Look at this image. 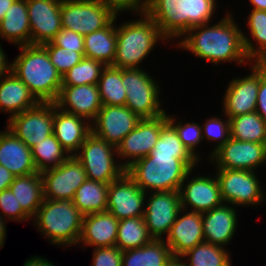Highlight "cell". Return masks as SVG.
Listing matches in <instances>:
<instances>
[{
    "mask_svg": "<svg viewBox=\"0 0 266 266\" xmlns=\"http://www.w3.org/2000/svg\"><path fill=\"white\" fill-rule=\"evenodd\" d=\"M53 122L54 102H39L35 107L8 118L6 127L32 148L53 134Z\"/></svg>",
    "mask_w": 266,
    "mask_h": 266,
    "instance_id": "10",
    "label": "cell"
},
{
    "mask_svg": "<svg viewBox=\"0 0 266 266\" xmlns=\"http://www.w3.org/2000/svg\"><path fill=\"white\" fill-rule=\"evenodd\" d=\"M4 218L1 214H0V249L4 246V241H5V238H6V221H4Z\"/></svg>",
    "mask_w": 266,
    "mask_h": 266,
    "instance_id": "53",
    "label": "cell"
},
{
    "mask_svg": "<svg viewBox=\"0 0 266 266\" xmlns=\"http://www.w3.org/2000/svg\"><path fill=\"white\" fill-rule=\"evenodd\" d=\"M15 0H0V21Z\"/></svg>",
    "mask_w": 266,
    "mask_h": 266,
    "instance_id": "55",
    "label": "cell"
},
{
    "mask_svg": "<svg viewBox=\"0 0 266 266\" xmlns=\"http://www.w3.org/2000/svg\"><path fill=\"white\" fill-rule=\"evenodd\" d=\"M152 240L143 217L119 220L115 246L120 250L140 248Z\"/></svg>",
    "mask_w": 266,
    "mask_h": 266,
    "instance_id": "35",
    "label": "cell"
},
{
    "mask_svg": "<svg viewBox=\"0 0 266 266\" xmlns=\"http://www.w3.org/2000/svg\"><path fill=\"white\" fill-rule=\"evenodd\" d=\"M191 173L192 170L186 175L180 186L182 209L189 210L188 208L191 207V211L203 213L221 206L223 200L217 177L196 175L189 180Z\"/></svg>",
    "mask_w": 266,
    "mask_h": 266,
    "instance_id": "18",
    "label": "cell"
},
{
    "mask_svg": "<svg viewBox=\"0 0 266 266\" xmlns=\"http://www.w3.org/2000/svg\"><path fill=\"white\" fill-rule=\"evenodd\" d=\"M190 171L182 160L165 154H149L126 169V173L145 193L151 190L179 191Z\"/></svg>",
    "mask_w": 266,
    "mask_h": 266,
    "instance_id": "5",
    "label": "cell"
},
{
    "mask_svg": "<svg viewBox=\"0 0 266 266\" xmlns=\"http://www.w3.org/2000/svg\"><path fill=\"white\" fill-rule=\"evenodd\" d=\"M99 0H62V28L87 35L108 26L118 16Z\"/></svg>",
    "mask_w": 266,
    "mask_h": 266,
    "instance_id": "8",
    "label": "cell"
},
{
    "mask_svg": "<svg viewBox=\"0 0 266 266\" xmlns=\"http://www.w3.org/2000/svg\"><path fill=\"white\" fill-rule=\"evenodd\" d=\"M0 165H3L15 176L38 172L31 148L8 128L5 131H0Z\"/></svg>",
    "mask_w": 266,
    "mask_h": 266,
    "instance_id": "24",
    "label": "cell"
},
{
    "mask_svg": "<svg viewBox=\"0 0 266 266\" xmlns=\"http://www.w3.org/2000/svg\"><path fill=\"white\" fill-rule=\"evenodd\" d=\"M144 12L167 41L182 38L188 32L189 0H154Z\"/></svg>",
    "mask_w": 266,
    "mask_h": 266,
    "instance_id": "19",
    "label": "cell"
},
{
    "mask_svg": "<svg viewBox=\"0 0 266 266\" xmlns=\"http://www.w3.org/2000/svg\"><path fill=\"white\" fill-rule=\"evenodd\" d=\"M256 112L266 122V70L260 64V82L257 93Z\"/></svg>",
    "mask_w": 266,
    "mask_h": 266,
    "instance_id": "48",
    "label": "cell"
},
{
    "mask_svg": "<svg viewBox=\"0 0 266 266\" xmlns=\"http://www.w3.org/2000/svg\"><path fill=\"white\" fill-rule=\"evenodd\" d=\"M105 67L103 63L97 60L84 57L80 63L62 75V86L98 84Z\"/></svg>",
    "mask_w": 266,
    "mask_h": 266,
    "instance_id": "40",
    "label": "cell"
},
{
    "mask_svg": "<svg viewBox=\"0 0 266 266\" xmlns=\"http://www.w3.org/2000/svg\"><path fill=\"white\" fill-rule=\"evenodd\" d=\"M91 133V123L84 117L60 110L54 102L53 134L62 147L75 154Z\"/></svg>",
    "mask_w": 266,
    "mask_h": 266,
    "instance_id": "25",
    "label": "cell"
},
{
    "mask_svg": "<svg viewBox=\"0 0 266 266\" xmlns=\"http://www.w3.org/2000/svg\"><path fill=\"white\" fill-rule=\"evenodd\" d=\"M150 154L174 155L175 158L182 160L191 170L195 169L198 162L184 144L179 139L175 128L167 122L162 128L157 143L150 151Z\"/></svg>",
    "mask_w": 266,
    "mask_h": 266,
    "instance_id": "36",
    "label": "cell"
},
{
    "mask_svg": "<svg viewBox=\"0 0 266 266\" xmlns=\"http://www.w3.org/2000/svg\"><path fill=\"white\" fill-rule=\"evenodd\" d=\"M23 266H58V265H54L51 261L46 259V257L44 258L41 256L38 257L37 255L26 259Z\"/></svg>",
    "mask_w": 266,
    "mask_h": 266,
    "instance_id": "51",
    "label": "cell"
},
{
    "mask_svg": "<svg viewBox=\"0 0 266 266\" xmlns=\"http://www.w3.org/2000/svg\"><path fill=\"white\" fill-rule=\"evenodd\" d=\"M9 189L22 209L33 219L44 200L41 173L15 176Z\"/></svg>",
    "mask_w": 266,
    "mask_h": 266,
    "instance_id": "30",
    "label": "cell"
},
{
    "mask_svg": "<svg viewBox=\"0 0 266 266\" xmlns=\"http://www.w3.org/2000/svg\"><path fill=\"white\" fill-rule=\"evenodd\" d=\"M116 19L117 16L108 26L84 36V57L113 66L117 45Z\"/></svg>",
    "mask_w": 266,
    "mask_h": 266,
    "instance_id": "29",
    "label": "cell"
},
{
    "mask_svg": "<svg viewBox=\"0 0 266 266\" xmlns=\"http://www.w3.org/2000/svg\"><path fill=\"white\" fill-rule=\"evenodd\" d=\"M6 58L0 43V78L11 71V62L9 63Z\"/></svg>",
    "mask_w": 266,
    "mask_h": 266,
    "instance_id": "52",
    "label": "cell"
},
{
    "mask_svg": "<svg viewBox=\"0 0 266 266\" xmlns=\"http://www.w3.org/2000/svg\"><path fill=\"white\" fill-rule=\"evenodd\" d=\"M62 0H27L31 45L50 42L62 29Z\"/></svg>",
    "mask_w": 266,
    "mask_h": 266,
    "instance_id": "20",
    "label": "cell"
},
{
    "mask_svg": "<svg viewBox=\"0 0 266 266\" xmlns=\"http://www.w3.org/2000/svg\"><path fill=\"white\" fill-rule=\"evenodd\" d=\"M232 16L226 12L222 19L212 26L208 23L193 27L179 38L176 46L216 66L223 62L251 64L245 54L241 28Z\"/></svg>",
    "mask_w": 266,
    "mask_h": 266,
    "instance_id": "1",
    "label": "cell"
},
{
    "mask_svg": "<svg viewBox=\"0 0 266 266\" xmlns=\"http://www.w3.org/2000/svg\"><path fill=\"white\" fill-rule=\"evenodd\" d=\"M101 3L112 7L117 13L131 11L132 13L142 12L141 0H99Z\"/></svg>",
    "mask_w": 266,
    "mask_h": 266,
    "instance_id": "49",
    "label": "cell"
},
{
    "mask_svg": "<svg viewBox=\"0 0 266 266\" xmlns=\"http://www.w3.org/2000/svg\"><path fill=\"white\" fill-rule=\"evenodd\" d=\"M146 198L143 218L148 232L153 239L163 240L182 209L179 191H151Z\"/></svg>",
    "mask_w": 266,
    "mask_h": 266,
    "instance_id": "11",
    "label": "cell"
},
{
    "mask_svg": "<svg viewBox=\"0 0 266 266\" xmlns=\"http://www.w3.org/2000/svg\"><path fill=\"white\" fill-rule=\"evenodd\" d=\"M146 194L125 172L109 183L106 211L118 220L143 217Z\"/></svg>",
    "mask_w": 266,
    "mask_h": 266,
    "instance_id": "15",
    "label": "cell"
},
{
    "mask_svg": "<svg viewBox=\"0 0 266 266\" xmlns=\"http://www.w3.org/2000/svg\"><path fill=\"white\" fill-rule=\"evenodd\" d=\"M93 251L91 266H122L123 251L118 247H97Z\"/></svg>",
    "mask_w": 266,
    "mask_h": 266,
    "instance_id": "46",
    "label": "cell"
},
{
    "mask_svg": "<svg viewBox=\"0 0 266 266\" xmlns=\"http://www.w3.org/2000/svg\"><path fill=\"white\" fill-rule=\"evenodd\" d=\"M250 75L234 78L223 96V116L232 118L256 112L257 93L260 82V63H251Z\"/></svg>",
    "mask_w": 266,
    "mask_h": 266,
    "instance_id": "17",
    "label": "cell"
},
{
    "mask_svg": "<svg viewBox=\"0 0 266 266\" xmlns=\"http://www.w3.org/2000/svg\"><path fill=\"white\" fill-rule=\"evenodd\" d=\"M0 214L8 221L26 222L32 218L22 209L13 192L7 188L0 192Z\"/></svg>",
    "mask_w": 266,
    "mask_h": 266,
    "instance_id": "45",
    "label": "cell"
},
{
    "mask_svg": "<svg viewBox=\"0 0 266 266\" xmlns=\"http://www.w3.org/2000/svg\"><path fill=\"white\" fill-rule=\"evenodd\" d=\"M246 20L248 30L256 45L250 39L251 37L242 31L245 54L250 63H260L266 58V11L252 9Z\"/></svg>",
    "mask_w": 266,
    "mask_h": 266,
    "instance_id": "31",
    "label": "cell"
},
{
    "mask_svg": "<svg viewBox=\"0 0 266 266\" xmlns=\"http://www.w3.org/2000/svg\"><path fill=\"white\" fill-rule=\"evenodd\" d=\"M14 178H15V175H13L3 165H0V192L4 189L9 188Z\"/></svg>",
    "mask_w": 266,
    "mask_h": 266,
    "instance_id": "50",
    "label": "cell"
},
{
    "mask_svg": "<svg viewBox=\"0 0 266 266\" xmlns=\"http://www.w3.org/2000/svg\"><path fill=\"white\" fill-rule=\"evenodd\" d=\"M171 256L164 239H153L140 248L123 251L122 266H163Z\"/></svg>",
    "mask_w": 266,
    "mask_h": 266,
    "instance_id": "32",
    "label": "cell"
},
{
    "mask_svg": "<svg viewBox=\"0 0 266 266\" xmlns=\"http://www.w3.org/2000/svg\"><path fill=\"white\" fill-rule=\"evenodd\" d=\"M167 120L168 122L175 128L177 131V134L179 136V139L184 144V146L188 149V151L199 161H201V157H199V153L196 152V147L198 144L203 142L202 137V127L200 124L195 122H187L183 123L176 122L175 116H170L167 114Z\"/></svg>",
    "mask_w": 266,
    "mask_h": 266,
    "instance_id": "41",
    "label": "cell"
},
{
    "mask_svg": "<svg viewBox=\"0 0 266 266\" xmlns=\"http://www.w3.org/2000/svg\"><path fill=\"white\" fill-rule=\"evenodd\" d=\"M141 119L127 106L103 105L91 122V132L117 147Z\"/></svg>",
    "mask_w": 266,
    "mask_h": 266,
    "instance_id": "16",
    "label": "cell"
},
{
    "mask_svg": "<svg viewBox=\"0 0 266 266\" xmlns=\"http://www.w3.org/2000/svg\"><path fill=\"white\" fill-rule=\"evenodd\" d=\"M184 212L185 214H183ZM180 213L183 215L181 216ZM166 237L164 240L169 246L172 256L181 257L187 251L205 241L202 213L181 209Z\"/></svg>",
    "mask_w": 266,
    "mask_h": 266,
    "instance_id": "22",
    "label": "cell"
},
{
    "mask_svg": "<svg viewBox=\"0 0 266 266\" xmlns=\"http://www.w3.org/2000/svg\"><path fill=\"white\" fill-rule=\"evenodd\" d=\"M119 220L109 211L88 214L83 217L78 245L85 248L112 247L116 244Z\"/></svg>",
    "mask_w": 266,
    "mask_h": 266,
    "instance_id": "26",
    "label": "cell"
},
{
    "mask_svg": "<svg viewBox=\"0 0 266 266\" xmlns=\"http://www.w3.org/2000/svg\"><path fill=\"white\" fill-rule=\"evenodd\" d=\"M223 203L234 207L259 206L266 201L265 191L255 171L240 169H216Z\"/></svg>",
    "mask_w": 266,
    "mask_h": 266,
    "instance_id": "9",
    "label": "cell"
},
{
    "mask_svg": "<svg viewBox=\"0 0 266 266\" xmlns=\"http://www.w3.org/2000/svg\"><path fill=\"white\" fill-rule=\"evenodd\" d=\"M55 105L64 112L84 117L90 123L103 106L97 84L61 86Z\"/></svg>",
    "mask_w": 266,
    "mask_h": 266,
    "instance_id": "21",
    "label": "cell"
},
{
    "mask_svg": "<svg viewBox=\"0 0 266 266\" xmlns=\"http://www.w3.org/2000/svg\"><path fill=\"white\" fill-rule=\"evenodd\" d=\"M253 9L266 11V0H249Z\"/></svg>",
    "mask_w": 266,
    "mask_h": 266,
    "instance_id": "56",
    "label": "cell"
},
{
    "mask_svg": "<svg viewBox=\"0 0 266 266\" xmlns=\"http://www.w3.org/2000/svg\"><path fill=\"white\" fill-rule=\"evenodd\" d=\"M168 122L167 113L152 119H141L136 127L123 138L116 147L118 157L127 169L137 160L146 157L154 148L161 133V128ZM124 158V159H123ZM125 159L127 161H125Z\"/></svg>",
    "mask_w": 266,
    "mask_h": 266,
    "instance_id": "12",
    "label": "cell"
},
{
    "mask_svg": "<svg viewBox=\"0 0 266 266\" xmlns=\"http://www.w3.org/2000/svg\"><path fill=\"white\" fill-rule=\"evenodd\" d=\"M217 0H189L188 31L193 27L211 23Z\"/></svg>",
    "mask_w": 266,
    "mask_h": 266,
    "instance_id": "44",
    "label": "cell"
},
{
    "mask_svg": "<svg viewBox=\"0 0 266 266\" xmlns=\"http://www.w3.org/2000/svg\"><path fill=\"white\" fill-rule=\"evenodd\" d=\"M154 0H141L142 11H144Z\"/></svg>",
    "mask_w": 266,
    "mask_h": 266,
    "instance_id": "57",
    "label": "cell"
},
{
    "mask_svg": "<svg viewBox=\"0 0 266 266\" xmlns=\"http://www.w3.org/2000/svg\"><path fill=\"white\" fill-rule=\"evenodd\" d=\"M210 161L216 169L255 171L266 163V144L238 141L230 137L212 154Z\"/></svg>",
    "mask_w": 266,
    "mask_h": 266,
    "instance_id": "14",
    "label": "cell"
},
{
    "mask_svg": "<svg viewBox=\"0 0 266 266\" xmlns=\"http://www.w3.org/2000/svg\"><path fill=\"white\" fill-rule=\"evenodd\" d=\"M226 249L203 241L181 257L187 258L186 266H231V255Z\"/></svg>",
    "mask_w": 266,
    "mask_h": 266,
    "instance_id": "38",
    "label": "cell"
},
{
    "mask_svg": "<svg viewBox=\"0 0 266 266\" xmlns=\"http://www.w3.org/2000/svg\"><path fill=\"white\" fill-rule=\"evenodd\" d=\"M20 53L11 63V71L29 88L39 102H55L62 76L42 45L19 46Z\"/></svg>",
    "mask_w": 266,
    "mask_h": 266,
    "instance_id": "2",
    "label": "cell"
},
{
    "mask_svg": "<svg viewBox=\"0 0 266 266\" xmlns=\"http://www.w3.org/2000/svg\"><path fill=\"white\" fill-rule=\"evenodd\" d=\"M230 120V137L238 141L266 144V122L257 112L241 114Z\"/></svg>",
    "mask_w": 266,
    "mask_h": 266,
    "instance_id": "34",
    "label": "cell"
},
{
    "mask_svg": "<svg viewBox=\"0 0 266 266\" xmlns=\"http://www.w3.org/2000/svg\"><path fill=\"white\" fill-rule=\"evenodd\" d=\"M230 204L202 213L204 240L214 245L226 248L238 227L237 210Z\"/></svg>",
    "mask_w": 266,
    "mask_h": 266,
    "instance_id": "23",
    "label": "cell"
},
{
    "mask_svg": "<svg viewBox=\"0 0 266 266\" xmlns=\"http://www.w3.org/2000/svg\"><path fill=\"white\" fill-rule=\"evenodd\" d=\"M39 101L12 72L0 78V111L13 115L35 107Z\"/></svg>",
    "mask_w": 266,
    "mask_h": 266,
    "instance_id": "27",
    "label": "cell"
},
{
    "mask_svg": "<svg viewBox=\"0 0 266 266\" xmlns=\"http://www.w3.org/2000/svg\"><path fill=\"white\" fill-rule=\"evenodd\" d=\"M108 183L87 179L75 192L73 204L85 216L104 212L108 202Z\"/></svg>",
    "mask_w": 266,
    "mask_h": 266,
    "instance_id": "33",
    "label": "cell"
},
{
    "mask_svg": "<svg viewBox=\"0 0 266 266\" xmlns=\"http://www.w3.org/2000/svg\"><path fill=\"white\" fill-rule=\"evenodd\" d=\"M73 155L84 167L87 179L93 181L109 184L126 172L121 163L116 162V147L92 132Z\"/></svg>",
    "mask_w": 266,
    "mask_h": 266,
    "instance_id": "7",
    "label": "cell"
},
{
    "mask_svg": "<svg viewBox=\"0 0 266 266\" xmlns=\"http://www.w3.org/2000/svg\"><path fill=\"white\" fill-rule=\"evenodd\" d=\"M260 64L265 68L266 70V58L260 62Z\"/></svg>",
    "mask_w": 266,
    "mask_h": 266,
    "instance_id": "58",
    "label": "cell"
},
{
    "mask_svg": "<svg viewBox=\"0 0 266 266\" xmlns=\"http://www.w3.org/2000/svg\"><path fill=\"white\" fill-rule=\"evenodd\" d=\"M55 46H60L84 54V35L62 28L51 40Z\"/></svg>",
    "mask_w": 266,
    "mask_h": 266,
    "instance_id": "47",
    "label": "cell"
},
{
    "mask_svg": "<svg viewBox=\"0 0 266 266\" xmlns=\"http://www.w3.org/2000/svg\"><path fill=\"white\" fill-rule=\"evenodd\" d=\"M138 20H130L117 27L116 54L113 67L142 68L140 64L159 42H168L155 22L144 12ZM160 40V41H159ZM159 41V42H158Z\"/></svg>",
    "mask_w": 266,
    "mask_h": 266,
    "instance_id": "3",
    "label": "cell"
},
{
    "mask_svg": "<svg viewBox=\"0 0 266 266\" xmlns=\"http://www.w3.org/2000/svg\"><path fill=\"white\" fill-rule=\"evenodd\" d=\"M184 259L180 256H171L163 266H186Z\"/></svg>",
    "mask_w": 266,
    "mask_h": 266,
    "instance_id": "54",
    "label": "cell"
},
{
    "mask_svg": "<svg viewBox=\"0 0 266 266\" xmlns=\"http://www.w3.org/2000/svg\"><path fill=\"white\" fill-rule=\"evenodd\" d=\"M42 46L47 50L52 64L61 76L69 71L73 66L80 63L84 58V54L82 52H75V50L55 46L51 41L42 44Z\"/></svg>",
    "mask_w": 266,
    "mask_h": 266,
    "instance_id": "43",
    "label": "cell"
},
{
    "mask_svg": "<svg viewBox=\"0 0 266 266\" xmlns=\"http://www.w3.org/2000/svg\"><path fill=\"white\" fill-rule=\"evenodd\" d=\"M225 117L227 120L222 119L221 116L219 117L218 115L212 118H207V121L201 125L203 140L206 139L209 143L211 141L215 143L217 142L209 159H211L212 154L223 146L230 138V120L227 116Z\"/></svg>",
    "mask_w": 266,
    "mask_h": 266,
    "instance_id": "42",
    "label": "cell"
},
{
    "mask_svg": "<svg viewBox=\"0 0 266 266\" xmlns=\"http://www.w3.org/2000/svg\"><path fill=\"white\" fill-rule=\"evenodd\" d=\"M84 215L70 200L44 199L33 223L52 244L71 247L78 245Z\"/></svg>",
    "mask_w": 266,
    "mask_h": 266,
    "instance_id": "4",
    "label": "cell"
},
{
    "mask_svg": "<svg viewBox=\"0 0 266 266\" xmlns=\"http://www.w3.org/2000/svg\"><path fill=\"white\" fill-rule=\"evenodd\" d=\"M102 105L123 106L126 104V90L122 82V69L106 66L98 81Z\"/></svg>",
    "mask_w": 266,
    "mask_h": 266,
    "instance_id": "39",
    "label": "cell"
},
{
    "mask_svg": "<svg viewBox=\"0 0 266 266\" xmlns=\"http://www.w3.org/2000/svg\"><path fill=\"white\" fill-rule=\"evenodd\" d=\"M31 153L39 173L58 167L70 156L54 134L34 145Z\"/></svg>",
    "mask_w": 266,
    "mask_h": 266,
    "instance_id": "37",
    "label": "cell"
},
{
    "mask_svg": "<svg viewBox=\"0 0 266 266\" xmlns=\"http://www.w3.org/2000/svg\"><path fill=\"white\" fill-rule=\"evenodd\" d=\"M44 199L72 201L76 190L87 180L82 164L74 155L58 167L41 173Z\"/></svg>",
    "mask_w": 266,
    "mask_h": 266,
    "instance_id": "13",
    "label": "cell"
},
{
    "mask_svg": "<svg viewBox=\"0 0 266 266\" xmlns=\"http://www.w3.org/2000/svg\"><path fill=\"white\" fill-rule=\"evenodd\" d=\"M122 82L126 90V104L140 119L164 115L161 108L160 86L149 73L141 68L122 69Z\"/></svg>",
    "mask_w": 266,
    "mask_h": 266,
    "instance_id": "6",
    "label": "cell"
},
{
    "mask_svg": "<svg viewBox=\"0 0 266 266\" xmlns=\"http://www.w3.org/2000/svg\"><path fill=\"white\" fill-rule=\"evenodd\" d=\"M0 38L19 46L31 45L27 0H15L0 21Z\"/></svg>",
    "mask_w": 266,
    "mask_h": 266,
    "instance_id": "28",
    "label": "cell"
}]
</instances>
